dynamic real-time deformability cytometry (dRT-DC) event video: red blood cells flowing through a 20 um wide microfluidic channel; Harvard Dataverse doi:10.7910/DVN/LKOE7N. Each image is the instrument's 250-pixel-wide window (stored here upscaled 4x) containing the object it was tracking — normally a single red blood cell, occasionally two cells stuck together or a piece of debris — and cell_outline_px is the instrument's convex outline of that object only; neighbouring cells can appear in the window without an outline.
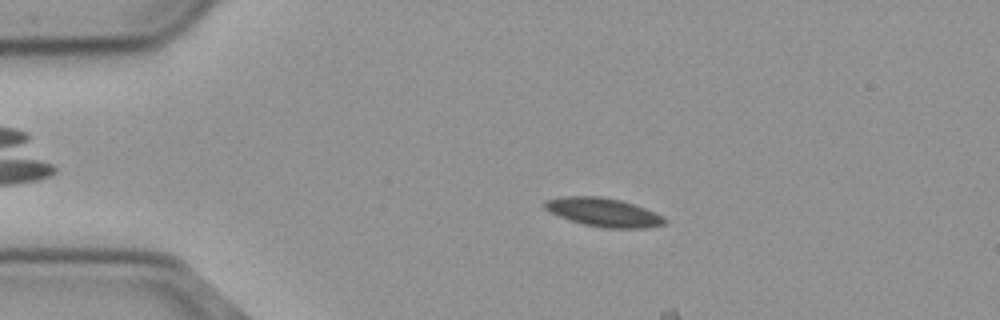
{"species": "common noctule bat (a hibernating species)", "species_latin": "Nyctalus noctula", "temperature_condition": "cold", "stored_images_in_passage": 13, "camera_frame_rate_fps": 3000, "um_per_image_px": 0.085, "animal": {"sex": "male", "body_mass_g": 23.1, "forearm_length_mm": 52.7}, "frame": {"image": 1, "passage_image": 11, "time_ms": 3.333, "image_size_px": [1000, 320], "cell_outline_px": [[668, 220], [664, 224], [644, 228], [604, 228], [584, 224], [560, 216], [544, 208], [544, 200], [564, 196], [600, 196], [620, 200], [656, 212], [664, 216]], "centroid_in_image_um": [51.33, 18.04], "position_along_channel_um": 33.7, "area_um2": 19.83}}